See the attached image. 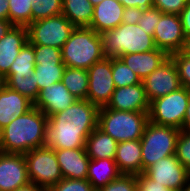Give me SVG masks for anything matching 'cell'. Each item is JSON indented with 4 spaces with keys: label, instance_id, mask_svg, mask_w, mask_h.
Returning a JSON list of instances; mask_svg holds the SVG:
<instances>
[{
    "label": "cell",
    "instance_id": "obj_1",
    "mask_svg": "<svg viewBox=\"0 0 190 191\" xmlns=\"http://www.w3.org/2000/svg\"><path fill=\"white\" fill-rule=\"evenodd\" d=\"M99 107L87 99H76L66 110L48 117L45 147L54 150L85 148L97 127Z\"/></svg>",
    "mask_w": 190,
    "mask_h": 191
},
{
    "label": "cell",
    "instance_id": "obj_2",
    "mask_svg": "<svg viewBox=\"0 0 190 191\" xmlns=\"http://www.w3.org/2000/svg\"><path fill=\"white\" fill-rule=\"evenodd\" d=\"M48 117L33 107L0 130V152L25 154L45 146Z\"/></svg>",
    "mask_w": 190,
    "mask_h": 191
},
{
    "label": "cell",
    "instance_id": "obj_3",
    "mask_svg": "<svg viewBox=\"0 0 190 191\" xmlns=\"http://www.w3.org/2000/svg\"><path fill=\"white\" fill-rule=\"evenodd\" d=\"M61 55L66 67L88 70L104 58L100 34L90 27H75L61 48Z\"/></svg>",
    "mask_w": 190,
    "mask_h": 191
},
{
    "label": "cell",
    "instance_id": "obj_4",
    "mask_svg": "<svg viewBox=\"0 0 190 191\" xmlns=\"http://www.w3.org/2000/svg\"><path fill=\"white\" fill-rule=\"evenodd\" d=\"M100 36L105 58H119L121 55L157 49L153 36L144 32L138 24L121 23Z\"/></svg>",
    "mask_w": 190,
    "mask_h": 191
},
{
    "label": "cell",
    "instance_id": "obj_5",
    "mask_svg": "<svg viewBox=\"0 0 190 191\" xmlns=\"http://www.w3.org/2000/svg\"><path fill=\"white\" fill-rule=\"evenodd\" d=\"M149 121L147 112L117 111L99 107L97 127L118 143L141 139Z\"/></svg>",
    "mask_w": 190,
    "mask_h": 191
},
{
    "label": "cell",
    "instance_id": "obj_6",
    "mask_svg": "<svg viewBox=\"0 0 190 191\" xmlns=\"http://www.w3.org/2000/svg\"><path fill=\"white\" fill-rule=\"evenodd\" d=\"M180 129L148 121L141 141L142 173L160 159L175 155Z\"/></svg>",
    "mask_w": 190,
    "mask_h": 191
},
{
    "label": "cell",
    "instance_id": "obj_7",
    "mask_svg": "<svg viewBox=\"0 0 190 191\" xmlns=\"http://www.w3.org/2000/svg\"><path fill=\"white\" fill-rule=\"evenodd\" d=\"M30 182L48 191L63 179V175L52 148L40 147L24 154Z\"/></svg>",
    "mask_w": 190,
    "mask_h": 191
},
{
    "label": "cell",
    "instance_id": "obj_8",
    "mask_svg": "<svg viewBox=\"0 0 190 191\" xmlns=\"http://www.w3.org/2000/svg\"><path fill=\"white\" fill-rule=\"evenodd\" d=\"M190 99V89L185 87L150 102L149 121L181 130Z\"/></svg>",
    "mask_w": 190,
    "mask_h": 191
},
{
    "label": "cell",
    "instance_id": "obj_9",
    "mask_svg": "<svg viewBox=\"0 0 190 191\" xmlns=\"http://www.w3.org/2000/svg\"><path fill=\"white\" fill-rule=\"evenodd\" d=\"M74 29L75 26L63 14L51 16L27 26L28 41L33 45L61 49Z\"/></svg>",
    "mask_w": 190,
    "mask_h": 191
},
{
    "label": "cell",
    "instance_id": "obj_10",
    "mask_svg": "<svg viewBox=\"0 0 190 191\" xmlns=\"http://www.w3.org/2000/svg\"><path fill=\"white\" fill-rule=\"evenodd\" d=\"M89 88L87 100L98 107L106 106L116 86L112 78V58H103L88 70Z\"/></svg>",
    "mask_w": 190,
    "mask_h": 191
},
{
    "label": "cell",
    "instance_id": "obj_11",
    "mask_svg": "<svg viewBox=\"0 0 190 191\" xmlns=\"http://www.w3.org/2000/svg\"><path fill=\"white\" fill-rule=\"evenodd\" d=\"M153 38L156 47L169 56L183 51L186 44V37L178 14L162 13Z\"/></svg>",
    "mask_w": 190,
    "mask_h": 191
},
{
    "label": "cell",
    "instance_id": "obj_12",
    "mask_svg": "<svg viewBox=\"0 0 190 191\" xmlns=\"http://www.w3.org/2000/svg\"><path fill=\"white\" fill-rule=\"evenodd\" d=\"M142 83L150 102L182 87L177 67L171 57L143 79Z\"/></svg>",
    "mask_w": 190,
    "mask_h": 191
},
{
    "label": "cell",
    "instance_id": "obj_13",
    "mask_svg": "<svg viewBox=\"0 0 190 191\" xmlns=\"http://www.w3.org/2000/svg\"><path fill=\"white\" fill-rule=\"evenodd\" d=\"M144 173L151 180L177 190H184L190 179V172L180 163L176 155L160 159Z\"/></svg>",
    "mask_w": 190,
    "mask_h": 191
},
{
    "label": "cell",
    "instance_id": "obj_14",
    "mask_svg": "<svg viewBox=\"0 0 190 191\" xmlns=\"http://www.w3.org/2000/svg\"><path fill=\"white\" fill-rule=\"evenodd\" d=\"M28 183L24 154L0 152V191H14Z\"/></svg>",
    "mask_w": 190,
    "mask_h": 191
},
{
    "label": "cell",
    "instance_id": "obj_15",
    "mask_svg": "<svg viewBox=\"0 0 190 191\" xmlns=\"http://www.w3.org/2000/svg\"><path fill=\"white\" fill-rule=\"evenodd\" d=\"M150 101L143 83L115 88L106 107L117 111L149 112Z\"/></svg>",
    "mask_w": 190,
    "mask_h": 191
},
{
    "label": "cell",
    "instance_id": "obj_16",
    "mask_svg": "<svg viewBox=\"0 0 190 191\" xmlns=\"http://www.w3.org/2000/svg\"><path fill=\"white\" fill-rule=\"evenodd\" d=\"M76 101L66 86L61 82L45 87L39 92L34 107L41 110L47 117L66 110Z\"/></svg>",
    "mask_w": 190,
    "mask_h": 191
},
{
    "label": "cell",
    "instance_id": "obj_17",
    "mask_svg": "<svg viewBox=\"0 0 190 191\" xmlns=\"http://www.w3.org/2000/svg\"><path fill=\"white\" fill-rule=\"evenodd\" d=\"M28 42L27 26H13L0 39V74L6 77L21 48Z\"/></svg>",
    "mask_w": 190,
    "mask_h": 191
},
{
    "label": "cell",
    "instance_id": "obj_18",
    "mask_svg": "<svg viewBox=\"0 0 190 191\" xmlns=\"http://www.w3.org/2000/svg\"><path fill=\"white\" fill-rule=\"evenodd\" d=\"M63 178L86 179L90 158L85 148L54 150Z\"/></svg>",
    "mask_w": 190,
    "mask_h": 191
},
{
    "label": "cell",
    "instance_id": "obj_19",
    "mask_svg": "<svg viewBox=\"0 0 190 191\" xmlns=\"http://www.w3.org/2000/svg\"><path fill=\"white\" fill-rule=\"evenodd\" d=\"M34 107V103L5 86L0 91V130Z\"/></svg>",
    "mask_w": 190,
    "mask_h": 191
},
{
    "label": "cell",
    "instance_id": "obj_20",
    "mask_svg": "<svg viewBox=\"0 0 190 191\" xmlns=\"http://www.w3.org/2000/svg\"><path fill=\"white\" fill-rule=\"evenodd\" d=\"M124 6L118 0H103L94 6L90 28L102 34L122 23Z\"/></svg>",
    "mask_w": 190,
    "mask_h": 191
},
{
    "label": "cell",
    "instance_id": "obj_21",
    "mask_svg": "<svg viewBox=\"0 0 190 191\" xmlns=\"http://www.w3.org/2000/svg\"><path fill=\"white\" fill-rule=\"evenodd\" d=\"M169 57L170 56L166 52L157 48L147 52L121 55L119 58L133 70L142 81Z\"/></svg>",
    "mask_w": 190,
    "mask_h": 191
},
{
    "label": "cell",
    "instance_id": "obj_22",
    "mask_svg": "<svg viewBox=\"0 0 190 191\" xmlns=\"http://www.w3.org/2000/svg\"><path fill=\"white\" fill-rule=\"evenodd\" d=\"M141 141H123L117 144L115 162L121 174L140 175L142 173Z\"/></svg>",
    "mask_w": 190,
    "mask_h": 191
},
{
    "label": "cell",
    "instance_id": "obj_23",
    "mask_svg": "<svg viewBox=\"0 0 190 191\" xmlns=\"http://www.w3.org/2000/svg\"><path fill=\"white\" fill-rule=\"evenodd\" d=\"M118 142L96 127L85 142L90 159H115Z\"/></svg>",
    "mask_w": 190,
    "mask_h": 191
},
{
    "label": "cell",
    "instance_id": "obj_24",
    "mask_svg": "<svg viewBox=\"0 0 190 191\" xmlns=\"http://www.w3.org/2000/svg\"><path fill=\"white\" fill-rule=\"evenodd\" d=\"M120 175L114 159H90L86 179L95 190H99Z\"/></svg>",
    "mask_w": 190,
    "mask_h": 191
},
{
    "label": "cell",
    "instance_id": "obj_25",
    "mask_svg": "<svg viewBox=\"0 0 190 191\" xmlns=\"http://www.w3.org/2000/svg\"><path fill=\"white\" fill-rule=\"evenodd\" d=\"M94 6L89 0H62V14L75 27H89Z\"/></svg>",
    "mask_w": 190,
    "mask_h": 191
},
{
    "label": "cell",
    "instance_id": "obj_26",
    "mask_svg": "<svg viewBox=\"0 0 190 191\" xmlns=\"http://www.w3.org/2000/svg\"><path fill=\"white\" fill-rule=\"evenodd\" d=\"M61 82L76 99H87L89 88L87 70L65 67Z\"/></svg>",
    "mask_w": 190,
    "mask_h": 191
},
{
    "label": "cell",
    "instance_id": "obj_27",
    "mask_svg": "<svg viewBox=\"0 0 190 191\" xmlns=\"http://www.w3.org/2000/svg\"><path fill=\"white\" fill-rule=\"evenodd\" d=\"M35 52L33 44L29 41L21 48L18 56L12 63L7 76H31L35 69Z\"/></svg>",
    "mask_w": 190,
    "mask_h": 191
},
{
    "label": "cell",
    "instance_id": "obj_28",
    "mask_svg": "<svg viewBox=\"0 0 190 191\" xmlns=\"http://www.w3.org/2000/svg\"><path fill=\"white\" fill-rule=\"evenodd\" d=\"M6 86L14 91L19 92L23 96L27 97L33 103L37 100L39 96L38 83L35 80V73L31 76H6L5 77Z\"/></svg>",
    "mask_w": 190,
    "mask_h": 191
},
{
    "label": "cell",
    "instance_id": "obj_29",
    "mask_svg": "<svg viewBox=\"0 0 190 191\" xmlns=\"http://www.w3.org/2000/svg\"><path fill=\"white\" fill-rule=\"evenodd\" d=\"M65 67V64H36L34 73L39 91L61 81Z\"/></svg>",
    "mask_w": 190,
    "mask_h": 191
},
{
    "label": "cell",
    "instance_id": "obj_30",
    "mask_svg": "<svg viewBox=\"0 0 190 191\" xmlns=\"http://www.w3.org/2000/svg\"><path fill=\"white\" fill-rule=\"evenodd\" d=\"M8 20L15 26H28L31 23L33 0H8Z\"/></svg>",
    "mask_w": 190,
    "mask_h": 191
},
{
    "label": "cell",
    "instance_id": "obj_31",
    "mask_svg": "<svg viewBox=\"0 0 190 191\" xmlns=\"http://www.w3.org/2000/svg\"><path fill=\"white\" fill-rule=\"evenodd\" d=\"M112 78L116 88L136 85L141 79L120 58H112Z\"/></svg>",
    "mask_w": 190,
    "mask_h": 191
},
{
    "label": "cell",
    "instance_id": "obj_32",
    "mask_svg": "<svg viewBox=\"0 0 190 191\" xmlns=\"http://www.w3.org/2000/svg\"><path fill=\"white\" fill-rule=\"evenodd\" d=\"M31 22L62 14V0H33Z\"/></svg>",
    "mask_w": 190,
    "mask_h": 191
},
{
    "label": "cell",
    "instance_id": "obj_33",
    "mask_svg": "<svg viewBox=\"0 0 190 191\" xmlns=\"http://www.w3.org/2000/svg\"><path fill=\"white\" fill-rule=\"evenodd\" d=\"M36 64H64L61 49L51 46L33 45Z\"/></svg>",
    "mask_w": 190,
    "mask_h": 191
},
{
    "label": "cell",
    "instance_id": "obj_34",
    "mask_svg": "<svg viewBox=\"0 0 190 191\" xmlns=\"http://www.w3.org/2000/svg\"><path fill=\"white\" fill-rule=\"evenodd\" d=\"M175 63L182 87L190 89V55L179 51L170 55Z\"/></svg>",
    "mask_w": 190,
    "mask_h": 191
},
{
    "label": "cell",
    "instance_id": "obj_35",
    "mask_svg": "<svg viewBox=\"0 0 190 191\" xmlns=\"http://www.w3.org/2000/svg\"><path fill=\"white\" fill-rule=\"evenodd\" d=\"M176 158L190 172V132L180 130L176 142Z\"/></svg>",
    "mask_w": 190,
    "mask_h": 191
},
{
    "label": "cell",
    "instance_id": "obj_36",
    "mask_svg": "<svg viewBox=\"0 0 190 191\" xmlns=\"http://www.w3.org/2000/svg\"><path fill=\"white\" fill-rule=\"evenodd\" d=\"M99 191H137V175L121 174Z\"/></svg>",
    "mask_w": 190,
    "mask_h": 191
},
{
    "label": "cell",
    "instance_id": "obj_37",
    "mask_svg": "<svg viewBox=\"0 0 190 191\" xmlns=\"http://www.w3.org/2000/svg\"><path fill=\"white\" fill-rule=\"evenodd\" d=\"M87 179H65L60 180L48 191H94Z\"/></svg>",
    "mask_w": 190,
    "mask_h": 191
},
{
    "label": "cell",
    "instance_id": "obj_38",
    "mask_svg": "<svg viewBox=\"0 0 190 191\" xmlns=\"http://www.w3.org/2000/svg\"><path fill=\"white\" fill-rule=\"evenodd\" d=\"M161 15L162 12L158 8L151 7L149 9H145L143 10L142 17L139 19L137 24L144 32L153 36Z\"/></svg>",
    "mask_w": 190,
    "mask_h": 191
},
{
    "label": "cell",
    "instance_id": "obj_39",
    "mask_svg": "<svg viewBox=\"0 0 190 191\" xmlns=\"http://www.w3.org/2000/svg\"><path fill=\"white\" fill-rule=\"evenodd\" d=\"M189 0H153V7L162 13L180 14Z\"/></svg>",
    "mask_w": 190,
    "mask_h": 191
},
{
    "label": "cell",
    "instance_id": "obj_40",
    "mask_svg": "<svg viewBox=\"0 0 190 191\" xmlns=\"http://www.w3.org/2000/svg\"><path fill=\"white\" fill-rule=\"evenodd\" d=\"M137 191H183L165 187L151 180L145 173L137 175Z\"/></svg>",
    "mask_w": 190,
    "mask_h": 191
},
{
    "label": "cell",
    "instance_id": "obj_41",
    "mask_svg": "<svg viewBox=\"0 0 190 191\" xmlns=\"http://www.w3.org/2000/svg\"><path fill=\"white\" fill-rule=\"evenodd\" d=\"M143 9L138 7H127L124 9L122 16V23L126 24H137L139 19L142 17Z\"/></svg>",
    "mask_w": 190,
    "mask_h": 191
},
{
    "label": "cell",
    "instance_id": "obj_42",
    "mask_svg": "<svg viewBox=\"0 0 190 191\" xmlns=\"http://www.w3.org/2000/svg\"><path fill=\"white\" fill-rule=\"evenodd\" d=\"M183 26L184 35L190 38V0L187 2L186 7L179 14Z\"/></svg>",
    "mask_w": 190,
    "mask_h": 191
},
{
    "label": "cell",
    "instance_id": "obj_43",
    "mask_svg": "<svg viewBox=\"0 0 190 191\" xmlns=\"http://www.w3.org/2000/svg\"><path fill=\"white\" fill-rule=\"evenodd\" d=\"M124 8L138 7L140 9H149L153 7V0H118Z\"/></svg>",
    "mask_w": 190,
    "mask_h": 191
},
{
    "label": "cell",
    "instance_id": "obj_44",
    "mask_svg": "<svg viewBox=\"0 0 190 191\" xmlns=\"http://www.w3.org/2000/svg\"><path fill=\"white\" fill-rule=\"evenodd\" d=\"M9 4L8 0H0V20H8Z\"/></svg>",
    "mask_w": 190,
    "mask_h": 191
},
{
    "label": "cell",
    "instance_id": "obj_45",
    "mask_svg": "<svg viewBox=\"0 0 190 191\" xmlns=\"http://www.w3.org/2000/svg\"><path fill=\"white\" fill-rule=\"evenodd\" d=\"M181 130L190 132V99L187 105V109L185 112V118L183 120V124Z\"/></svg>",
    "mask_w": 190,
    "mask_h": 191
},
{
    "label": "cell",
    "instance_id": "obj_46",
    "mask_svg": "<svg viewBox=\"0 0 190 191\" xmlns=\"http://www.w3.org/2000/svg\"><path fill=\"white\" fill-rule=\"evenodd\" d=\"M14 25L9 20H0V39L13 27Z\"/></svg>",
    "mask_w": 190,
    "mask_h": 191
},
{
    "label": "cell",
    "instance_id": "obj_47",
    "mask_svg": "<svg viewBox=\"0 0 190 191\" xmlns=\"http://www.w3.org/2000/svg\"><path fill=\"white\" fill-rule=\"evenodd\" d=\"M14 191H45V190L30 182L27 185L15 189Z\"/></svg>",
    "mask_w": 190,
    "mask_h": 191
},
{
    "label": "cell",
    "instance_id": "obj_48",
    "mask_svg": "<svg viewBox=\"0 0 190 191\" xmlns=\"http://www.w3.org/2000/svg\"><path fill=\"white\" fill-rule=\"evenodd\" d=\"M183 51L185 53H187L188 55H190V38L186 39V44H185V48Z\"/></svg>",
    "mask_w": 190,
    "mask_h": 191
},
{
    "label": "cell",
    "instance_id": "obj_49",
    "mask_svg": "<svg viewBox=\"0 0 190 191\" xmlns=\"http://www.w3.org/2000/svg\"><path fill=\"white\" fill-rule=\"evenodd\" d=\"M6 86L5 77L0 74V91Z\"/></svg>",
    "mask_w": 190,
    "mask_h": 191
},
{
    "label": "cell",
    "instance_id": "obj_50",
    "mask_svg": "<svg viewBox=\"0 0 190 191\" xmlns=\"http://www.w3.org/2000/svg\"><path fill=\"white\" fill-rule=\"evenodd\" d=\"M93 6L97 5L98 3L102 2L103 0H89Z\"/></svg>",
    "mask_w": 190,
    "mask_h": 191
},
{
    "label": "cell",
    "instance_id": "obj_51",
    "mask_svg": "<svg viewBox=\"0 0 190 191\" xmlns=\"http://www.w3.org/2000/svg\"><path fill=\"white\" fill-rule=\"evenodd\" d=\"M183 191H190V179L187 183V186L185 187V189Z\"/></svg>",
    "mask_w": 190,
    "mask_h": 191
}]
</instances>
